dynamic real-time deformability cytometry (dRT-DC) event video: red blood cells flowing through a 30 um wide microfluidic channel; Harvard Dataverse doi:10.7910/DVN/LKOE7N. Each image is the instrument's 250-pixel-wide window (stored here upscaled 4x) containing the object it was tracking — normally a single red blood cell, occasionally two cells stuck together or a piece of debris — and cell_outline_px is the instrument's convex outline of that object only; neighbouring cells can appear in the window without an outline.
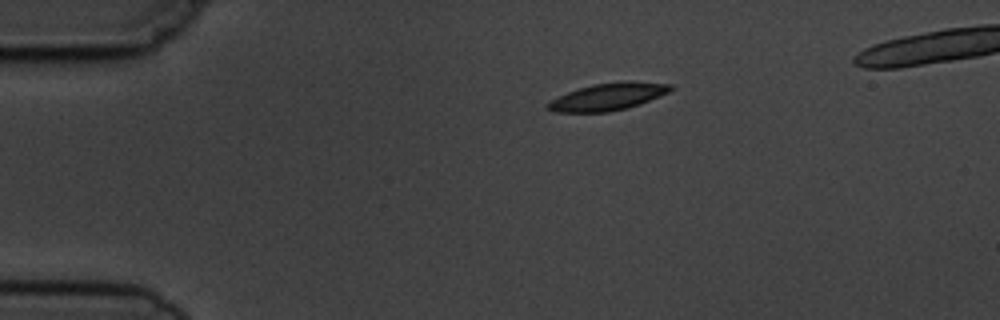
{"species": "common noctule bat (a hibernating species)", "species_latin": "Nyctalus noctula", "temperature_condition": "cold", "stored_images_in_passage": 3, "camera_frame_rate_fps": 3000, "um_per_image_px": 0.085, "animal": {"sex": "male", "body_mass_g": 19.5, "forearm_length_mm": 54.6}, "frame": {"image": 1, "passage_image": 1, "time_ms": 0.0, "image_size_px": [1000, 320], "cell_outline_px": [[676, 88], [660, 96], [624, 108], [608, 112], [556, 112], [548, 108], [548, 104], [552, 100], [568, 92], [592, 84], [672, 84]], "centroid_in_image_um": [51.62, 8.27], "position_along_channel_um": 33.4, "area_um2": 17.98}}